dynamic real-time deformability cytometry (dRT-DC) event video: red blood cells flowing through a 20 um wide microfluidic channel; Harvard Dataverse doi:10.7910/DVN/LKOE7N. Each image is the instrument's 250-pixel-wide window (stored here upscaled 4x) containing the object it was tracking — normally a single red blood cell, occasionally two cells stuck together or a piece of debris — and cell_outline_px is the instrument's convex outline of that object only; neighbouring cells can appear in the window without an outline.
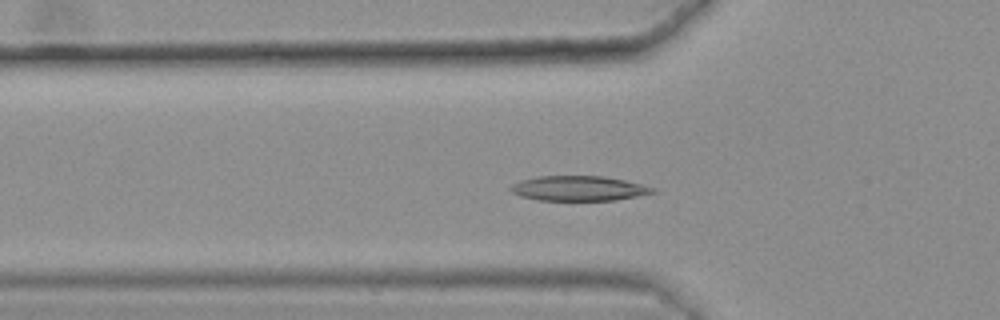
{"species": "common noctule bat (a hibernating species)", "species_latin": "Nyctalus noctula", "temperature_condition": "warm", "stored_images_in_passage": 37, "camera_frame_rate_fps": 3000, "um_per_image_px": 0.085, "animal": {"sex": "female", "body_mass_g": 25.1}, "frame": {"image": 1, "passage_image": 9, "time_ms": 2.667, "image_size_px": [1000, 320], "cell_outline_px": [[656, 192], [616, 200], [540, 200], [520, 196], [512, 192], [508, 188], [512, 184], [520, 180], [536, 176], [604, 176], [624, 180], [656, 188]], "centroid_in_image_um": [49.16, 16.0], "position_along_channel_um": 76.6, "area_um2": 20.58}}
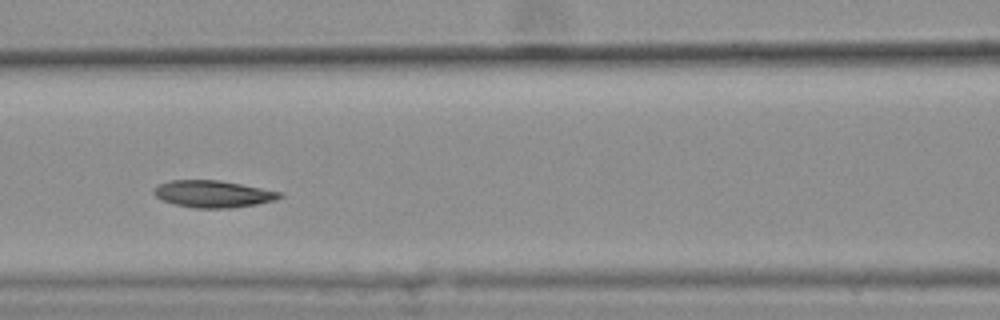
{"frame": {"image": 2, "passage_image": 15, "time_ms": 4.667, "image_size_px": [1000, 320], "cell_outline_px": [[284, 196], [276, 200], [256, 204], [232, 208], [192, 208], [172, 204], [156, 196], [152, 192], [160, 184], [172, 180], [216, 180], [240, 184], [284, 192]], "centroid_in_image_um": [18.15, 16.5], "position_along_channel_um": 148.4, "area_um2": 19.77}}
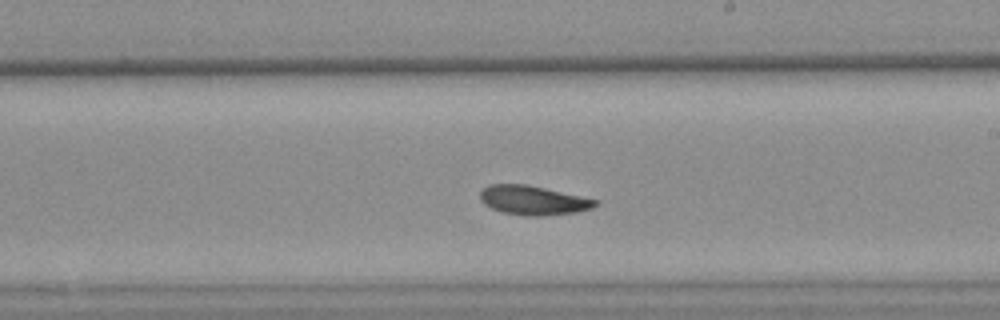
{"frame": {"image": 3, "passage_image": 23, "time_ms": 7.333, "image_size_px": [1000, 320], "cell_outline_px": [[600, 204], [592, 208], [576, 212], [544, 216], [528, 216], [504, 212], [492, 208], [484, 204], [480, 200], [480, 192], [488, 184], [524, 184], [544, 188], [600, 200]], "centroid_in_image_um": [45.35, 17.02], "position_along_channel_um": 243.7, "area_um2": 19.59}, "authors_computed_cell_mechanics": {"area_um2": 19.941, "velocity_mm_per_s": 3.5836, "shape_relaxation_time_tau1_ms": 6.3407, "shape_relaxation_time_tau2_ms": 7.4815, "deformation_change_tau1": 0.1455, "deformation_change_tau2": 0.1281}}